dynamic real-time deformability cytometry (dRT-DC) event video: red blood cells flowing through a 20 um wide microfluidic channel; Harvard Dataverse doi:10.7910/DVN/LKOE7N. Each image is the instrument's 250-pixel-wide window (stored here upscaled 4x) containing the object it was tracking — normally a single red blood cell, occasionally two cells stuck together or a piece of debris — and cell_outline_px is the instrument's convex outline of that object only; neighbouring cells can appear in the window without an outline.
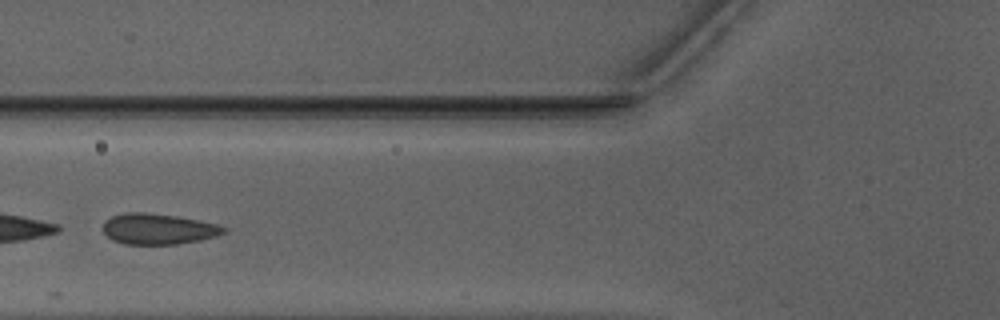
{"species": "Egyptian fruit bat (a non-hibernating species)", "species_latin": "Rousettus aegyptiacus", "temperature_condition": "warm", "stored_images_in_passage": 36, "camera_frame_rate_fps": 3000, "um_per_image_px": 0.085, "animal": {"sex": "male"}, "frame": {"image": 1, "passage_image": 9, "time_ms": 2.667, "image_size_px": [1000, 320], "cell_outline_px": [[228, 228], [224, 232], [216, 236], [200, 240], [176, 244], [124, 244], [112, 240], [104, 232], [104, 220], [112, 216], [124, 212], [144, 212], [176, 216], [200, 220], [220, 224]], "centroid_in_image_um": [13.46, 19.45], "position_along_channel_um": 112.3, "area_um2": 21.73}}
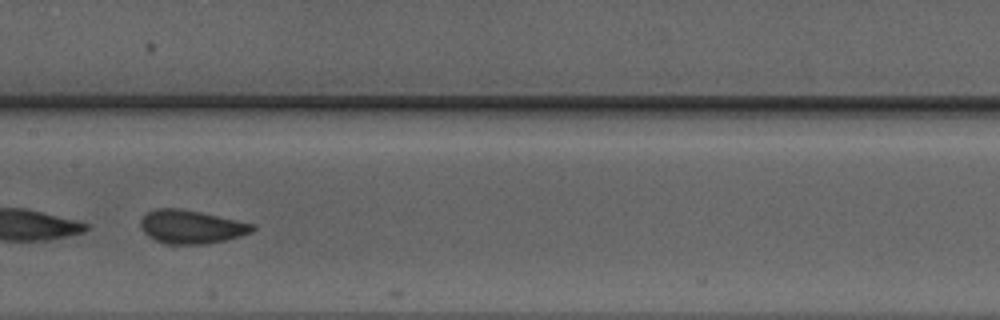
{"frame": {"image": 2, "passage_image": 15, "time_ms": 4.667, "image_size_px": [1000, 320], "cell_outline_px": [[256, 228], [252, 232], [240, 236], [224, 240], [204, 244], [164, 244], [148, 236], [144, 232], [140, 224], [140, 220], [148, 212], [156, 208], [180, 208], [200, 212], [256, 224]], "centroid_in_image_um": [16.27, 19.28], "position_along_channel_um": 191.1, "area_um2": 21.79}}
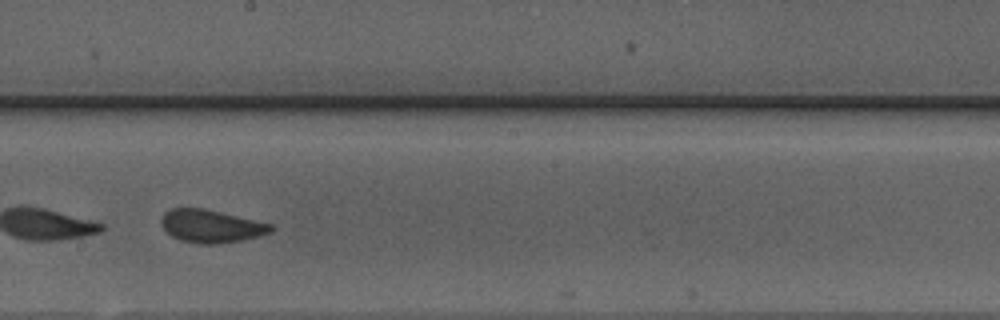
{"frame": {"image": 3, "passage_image": 18, "time_ms": 5.667, "image_size_px": [1000, 320], "cell_outline_px": [[272, 232], [240, 240], [216, 244], [200, 244], [180, 240], [172, 236], [160, 224], [160, 220], [164, 212], [172, 208], [204, 208], [272, 224]], "centroid_in_image_um": [17.9, 19.21], "position_along_channel_um": 230.3, "area_um2": 20.81}}